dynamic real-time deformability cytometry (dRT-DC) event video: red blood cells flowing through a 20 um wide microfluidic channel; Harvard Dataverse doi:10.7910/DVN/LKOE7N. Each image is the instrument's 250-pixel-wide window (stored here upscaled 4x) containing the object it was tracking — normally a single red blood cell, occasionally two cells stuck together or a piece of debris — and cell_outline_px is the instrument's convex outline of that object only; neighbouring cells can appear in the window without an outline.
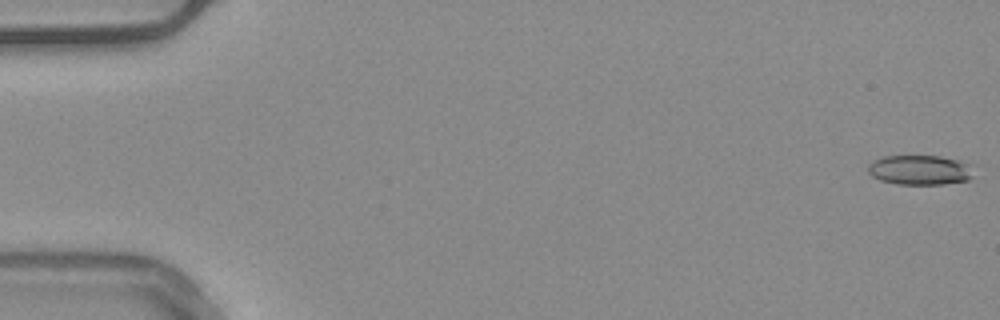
{"species": "common noctule bat (a hibernating species)", "species_latin": "Nyctalus noctula", "temperature_condition": "warm", "stored_images_in_passage": 55, "camera_frame_rate_fps": 3000, "um_per_image_px": 0.085, "animal": {"sex": "male", "body_mass_g": 20.4}, "frame": {"image": 1, "passage_image": 1, "time_ms": 0.0, "image_size_px": [1000, 320], "cell_outline_px": [[976, 164], [972, 176], [968, 180], [944, 184], [896, 184], [880, 180], [872, 176], [868, 172], [868, 164], [872, 160], [884, 156], [940, 156]], "centroid_in_image_um": [78.23, 14.44], "position_along_channel_um": 6.8, "area_um2": 18.67}}
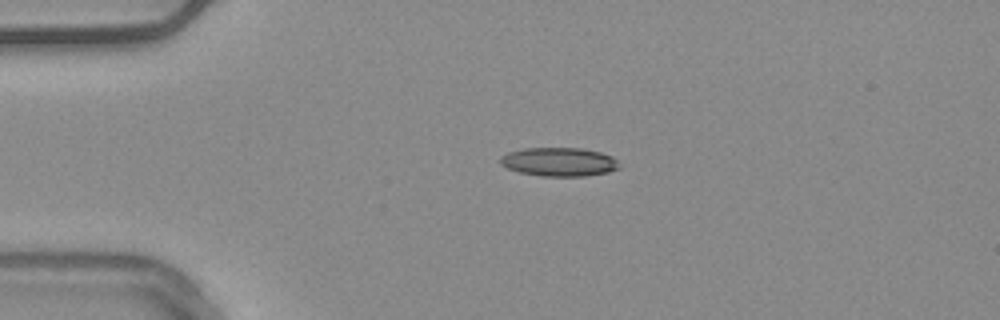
{"frame": {"image": 2, "passage_image": 13, "time_ms": 4.0, "image_size_px": [1000, 320], "cell_outline_px": [[620, 168], [608, 172], [584, 176], [540, 176], [520, 172], [508, 168], [500, 164], [500, 156], [508, 152], [524, 148], [584, 148], [600, 152], [612, 156], [620, 164]], "centroid_in_image_um": [47.53, 13.75], "position_along_channel_um": 37.5, "area_um2": 20.0}}
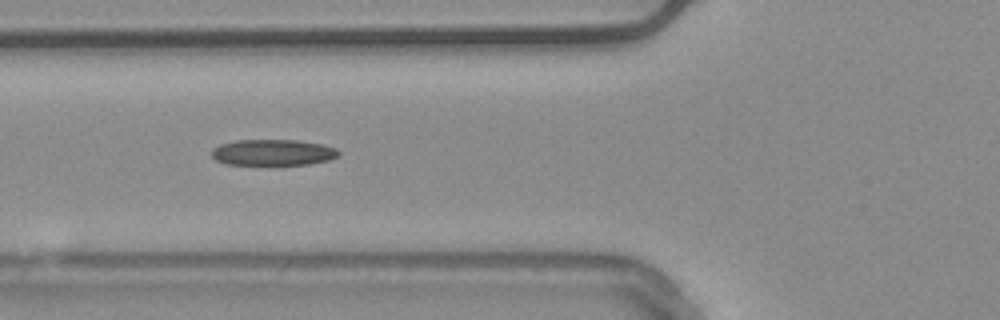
{"frame": {"image": 3, "passage_image": 21, "time_ms": 6.667, "image_size_px": [1000, 320], "cell_outline_px": [[340, 156], [328, 160], [308, 164], [224, 164], [216, 160], [212, 156], [212, 148], [220, 144], [236, 140], [300, 140], [324, 144], [336, 148], [340, 152]], "centroid_in_image_um": [23.22, 12.94], "position_along_channel_um": 102.6, "area_um2": 19.36}, "authors_computed_cell_mechanics": {"area_um2": 19.2474, "velocity_mm_per_s": 3.7785, "shape_relaxation_time_tau1_ms": null, "shape_relaxation_time_tau2_ms": 6.5047, "deformation_change_tau1": null, "deformation_change_tau2": 0.1758}}